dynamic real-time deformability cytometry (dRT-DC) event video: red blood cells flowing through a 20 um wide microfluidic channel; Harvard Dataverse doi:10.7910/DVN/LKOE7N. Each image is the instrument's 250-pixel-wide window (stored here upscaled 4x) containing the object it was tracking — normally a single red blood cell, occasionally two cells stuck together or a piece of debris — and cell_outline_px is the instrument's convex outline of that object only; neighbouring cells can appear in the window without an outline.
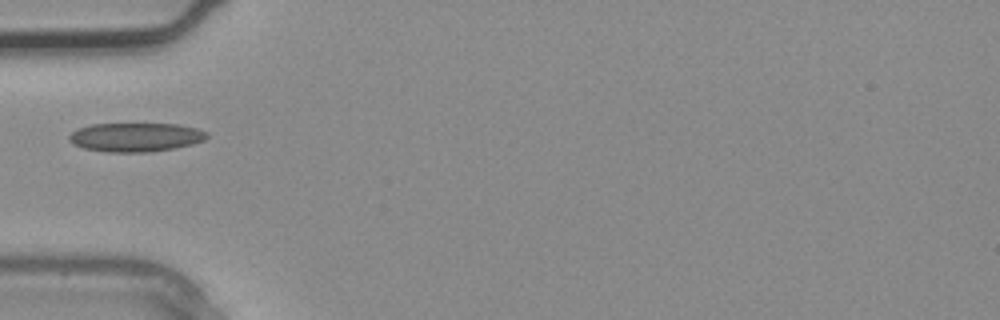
{"species": "common noctule bat (a hibernating species)", "species_latin": "Nyctalus noctula", "temperature_condition": "warm", "stored_images_in_passage": 3, "camera_frame_rate_fps": 3000, "um_per_image_px": 0.085, "animal": {"sex": "male", "body_mass_g": 20.4}, "frame": {"image": 1, "passage_image": 3, "time_ms": 0.667, "image_size_px": [1000, 320], "cell_outline_px": [[208, 136], [204, 140], [192, 144], [172, 148], [148, 152], [108, 152], [84, 148], [72, 144], [68, 140], [68, 136], [76, 128], [92, 124], [180, 124], [196, 128], [208, 132]], "centroid_in_image_um": [11.5, 11.65], "position_along_channel_um": 73.5, "area_um2": 23.24}}